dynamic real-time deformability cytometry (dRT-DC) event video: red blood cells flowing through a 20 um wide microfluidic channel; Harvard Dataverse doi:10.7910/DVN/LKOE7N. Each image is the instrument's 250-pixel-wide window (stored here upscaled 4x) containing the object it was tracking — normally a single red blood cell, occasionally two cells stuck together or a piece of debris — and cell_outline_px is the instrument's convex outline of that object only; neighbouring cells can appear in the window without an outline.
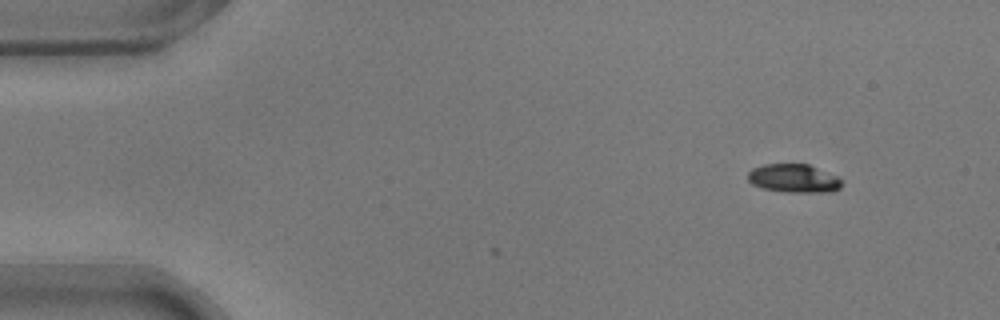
{"species": "common noctule bat (a hibernating species)", "species_latin": "Nyctalus noctula", "temperature_condition": "warm", "stored_images_in_passage": 4, "camera_frame_rate_fps": 3000, "um_per_image_px": 0.085, "animal": {"sex": "male", "body_mass_g": 17.9}, "frame": {"image": 1, "passage_image": 1, "time_ms": 0.0, "image_size_px": [1000, 320], "cell_outline_px": [[844, 180], [840, 188], [832, 192], [788, 192], [764, 188], [752, 184], [748, 180], [748, 172], [752, 168], [764, 164], [808, 164], [836, 176]], "centroid_in_image_um": [67.49, 15.16], "position_along_channel_um": 17.5, "area_um2": 15.55}}